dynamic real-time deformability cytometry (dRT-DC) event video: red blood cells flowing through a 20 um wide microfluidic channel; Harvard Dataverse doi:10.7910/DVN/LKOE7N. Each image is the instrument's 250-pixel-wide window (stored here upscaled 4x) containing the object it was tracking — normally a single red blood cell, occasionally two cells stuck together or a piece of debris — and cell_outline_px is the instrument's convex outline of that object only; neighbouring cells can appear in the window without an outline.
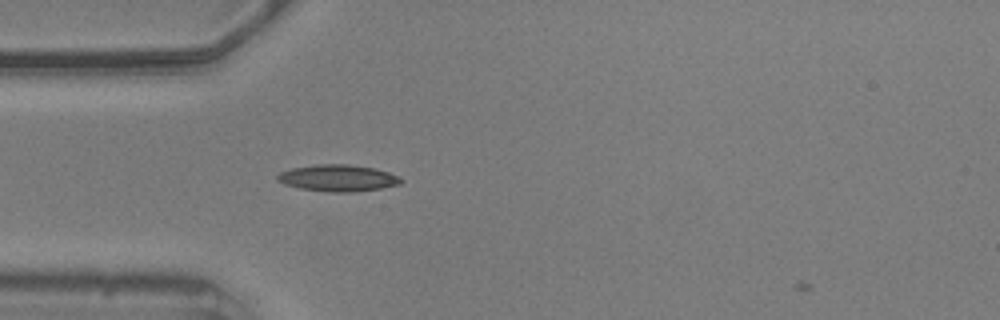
{"species": "common noctule bat (a hibernating species)", "species_latin": "Nyctalus noctula", "temperature_condition": "warm", "stored_images_in_passage": 4, "camera_frame_rate_fps": 3000, "um_per_image_px": 0.085, "animal": {"sex": "male", "body_mass_g": 20.5, "forearm_length_mm": 52.5}, "frame": {"image": 1, "passage_image": 3, "time_ms": 0.667, "image_size_px": [1000, 320], "cell_outline_px": [[404, 180], [400, 184], [380, 188], [356, 192], [328, 192], [300, 188], [284, 184], [276, 180], [276, 176], [280, 172], [292, 168], [316, 164], [348, 164], [372, 168], [388, 172]], "centroid_in_image_um": [28.69, 15.13], "position_along_channel_um": 56.3, "area_um2": 19.13}}